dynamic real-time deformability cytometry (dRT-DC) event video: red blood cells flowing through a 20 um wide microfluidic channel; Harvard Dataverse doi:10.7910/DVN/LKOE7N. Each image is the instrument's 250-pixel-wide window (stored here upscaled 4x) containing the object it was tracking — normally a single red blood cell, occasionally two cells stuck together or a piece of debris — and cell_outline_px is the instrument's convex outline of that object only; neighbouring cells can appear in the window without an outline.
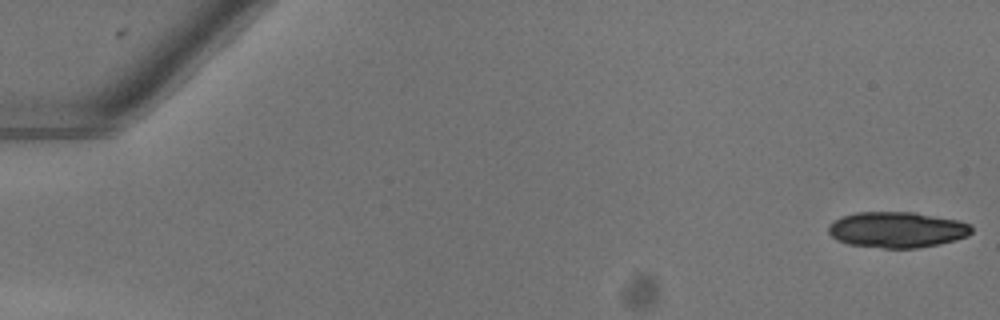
{"species": "common noctule bat (a hibernating species)", "species_latin": "Nyctalus noctula", "temperature_condition": "warm", "stored_images_in_passage": 49, "camera_frame_rate_fps": 3000, "um_per_image_px": 0.085, "animal": {"sex": "female"}, "frame": {"image": 1, "passage_image": 1, "time_ms": 0.0, "image_size_px": [1000, 320], "cell_outline_px": [[972, 232], [968, 236], [956, 240], [940, 244], [916, 248], [884, 248], [848, 244], [836, 240], [828, 232], [828, 224], [844, 216], [856, 212], [916, 212], [960, 220], [972, 224]], "centroid_in_image_um": [76.29, 19.52], "position_along_channel_um": 8.7, "area_um2": 30.17}}
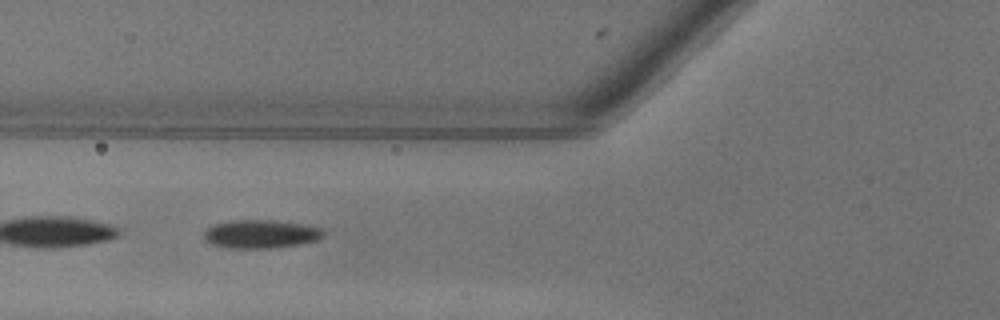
{"frame": {"image": 2, "passage_image": 21, "time_ms": 6.667, "image_size_px": [1000, 320], "cell_outline_px": [[324, 236], [316, 240], [300, 244], [272, 248], [228, 248], [212, 244], [204, 240], [204, 232], [208, 228], [216, 224], [232, 220], [268, 220], [300, 224], [320, 228], [324, 232]], "centroid_in_image_um": [22.14, 19.9], "position_along_channel_um": 103.7, "area_um2": 19.54}}